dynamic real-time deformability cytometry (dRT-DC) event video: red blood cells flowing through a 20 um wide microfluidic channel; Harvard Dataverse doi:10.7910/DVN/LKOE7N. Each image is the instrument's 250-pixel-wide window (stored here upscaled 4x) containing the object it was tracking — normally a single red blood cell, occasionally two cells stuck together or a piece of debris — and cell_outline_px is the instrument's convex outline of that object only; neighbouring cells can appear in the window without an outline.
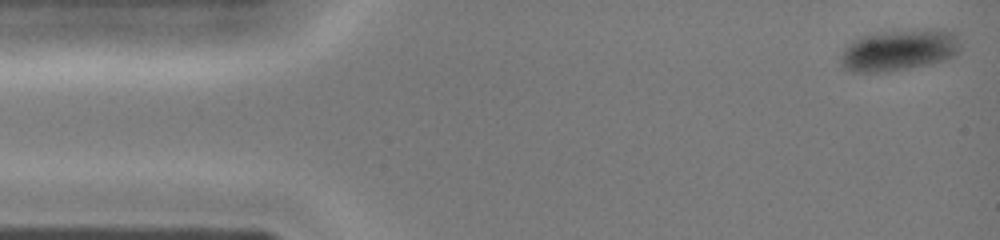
{"species": "common noctule bat (a hibernating species)", "species_latin": "Nyctalus noctula", "temperature_condition": "cold", "stored_images_in_passage": 5, "camera_frame_rate_fps": 3000, "um_per_image_px": 0.085, "animal": {"sex": "female", "body_mass_g": 19.0, "forearm_length_mm": 51.5}, "frame": {"image": 1, "passage_image": 1, "time_ms": 0.0, "image_size_px": [1000, 240], "cell_outline_px": [[960, 52], [956, 56], [932, 64], [888, 72], [856, 72], [844, 68], [840, 64], [840, 56], [844, 48], [852, 40], [860, 36], [884, 32], [920, 28], [944, 28], [956, 32], [960, 44]], "centroid_in_image_um": [76.48, 4.24], "position_along_channel_um": 8.5, "area_um2": 29.71}}